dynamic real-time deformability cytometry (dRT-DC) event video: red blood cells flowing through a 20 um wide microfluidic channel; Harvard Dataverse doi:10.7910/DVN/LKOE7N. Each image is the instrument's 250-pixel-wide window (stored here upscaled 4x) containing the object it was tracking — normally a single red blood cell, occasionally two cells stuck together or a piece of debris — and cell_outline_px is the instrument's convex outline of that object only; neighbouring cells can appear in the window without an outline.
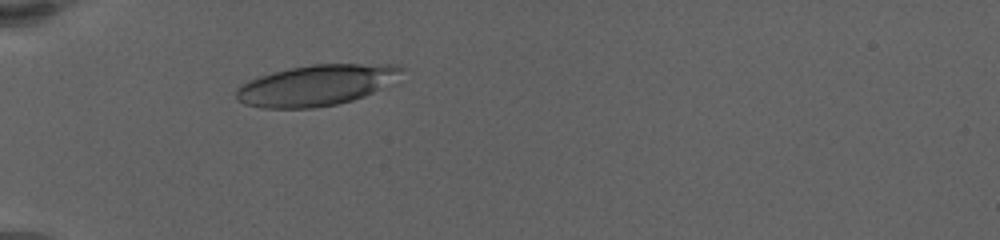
{"species": "human", "species_latin": "Homo sapiens", "temperature_condition": "warm", "stored_images_in_passage": 37, "camera_frame_rate_fps": 3000, "um_per_image_px": 0.085, "donor": {"sex": "female"}, "frame": {"image": 1, "passage_image": 4, "time_ms": 0.667, "image_size_px": [1000, 240], "cell_outline_px": [[404, 68], [380, 88], [364, 96], [352, 100], [336, 104], [312, 108], [264, 108], [244, 104], [236, 100], [236, 88], [248, 80], [272, 72], [312, 64], [396, 64]], "centroid_in_image_um": [26.78, 7.25], "position_along_channel_um": 58.2, "area_um2": 38.73}}
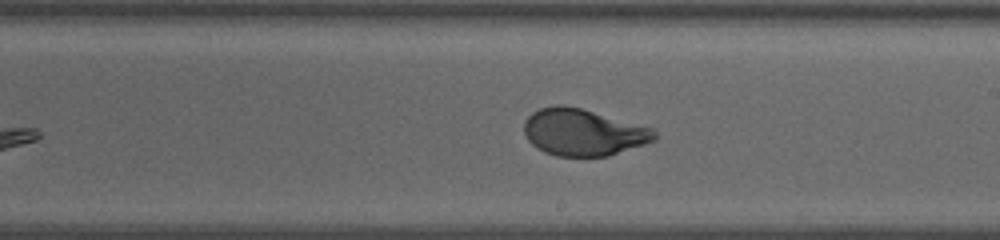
{"frame": {"image": 2, "passage_image": 21, "time_ms": 4.667, "image_size_px": [1000, 240], "cell_outline_px": [[660, 136], [656, 140], [608, 156], [556, 156], [544, 152], [536, 148], [528, 140], [524, 132], [524, 120], [532, 112], [540, 108], [556, 104], [564, 104], [580, 108], [656, 128]], "centroid_in_image_um": [49.6, 11.23], "position_along_channel_um": 239.4, "area_um2": 36.01}}
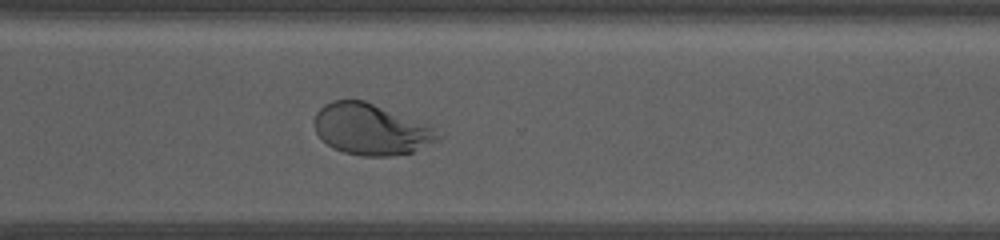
{"frame": {"image": 3, "passage_image": 35, "time_ms": 7.667, "image_size_px": [1000, 240], "cell_outline_px": [[440, 136], [436, 140], [412, 152], [392, 156], [364, 156], [344, 152], [332, 148], [316, 132], [316, 112], [324, 104], [332, 100], [364, 100], [428, 124]], "centroid_in_image_um": [31.51, 10.99], "position_along_channel_um": 339.1, "area_um2": 36.24}}